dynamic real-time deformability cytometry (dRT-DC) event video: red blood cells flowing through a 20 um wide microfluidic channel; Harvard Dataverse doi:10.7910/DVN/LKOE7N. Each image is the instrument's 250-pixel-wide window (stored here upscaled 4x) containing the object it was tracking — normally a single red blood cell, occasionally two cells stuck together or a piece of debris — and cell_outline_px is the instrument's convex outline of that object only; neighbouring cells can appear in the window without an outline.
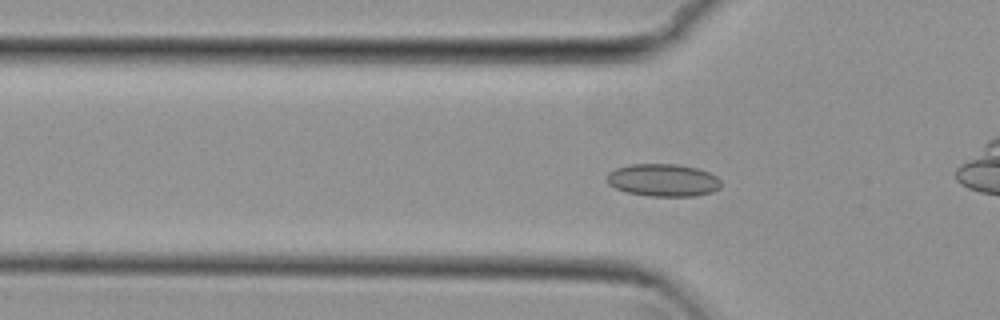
{"species": "common noctule bat (a hibernating species)", "species_latin": "Nyctalus noctula", "temperature_condition": "cold", "stored_images_in_passage": 56, "camera_frame_rate_fps": 3000, "um_per_image_px": 0.085, "animal": {"sex": "female", "body_mass_g": 29.2, "forearm_length_mm": 56.3}, "frame": {"image": 1, "passage_image": 18, "time_ms": 5.667, "image_size_px": [1000, 320], "cell_outline_px": [[720, 188], [712, 192], [696, 196], [648, 196], [628, 192], [616, 188], [608, 184], [608, 172], [616, 168], [632, 164], [676, 164], [696, 168], [708, 172], [716, 176], [720, 180]], "centroid_in_image_um": [56.38, 15.31], "position_along_channel_um": 69.4, "area_um2": 21.56}}
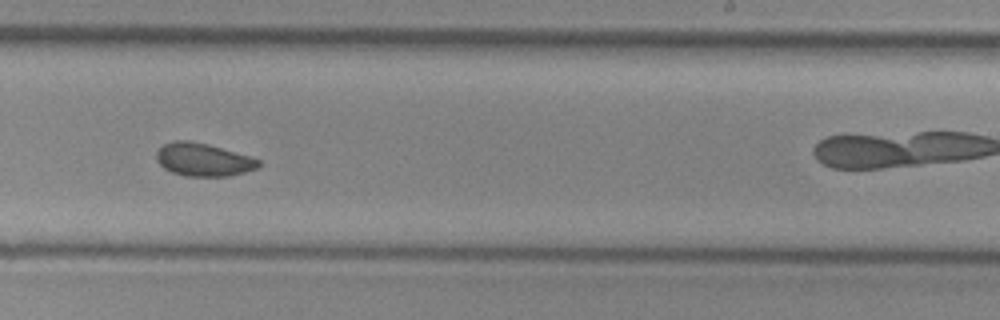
{"frame": {"image": 2, "passage_image": 34, "time_ms": 11.0, "image_size_px": [1000, 320], "cell_outline_px": [[260, 168], [228, 176], [184, 176], [172, 172], [164, 168], [156, 160], [156, 152], [164, 144], [172, 140], [188, 140], [208, 144], [248, 156], [260, 160]], "centroid_in_image_um": [17.26, 13.57], "position_along_channel_um": 271.7, "area_um2": 19.59}}
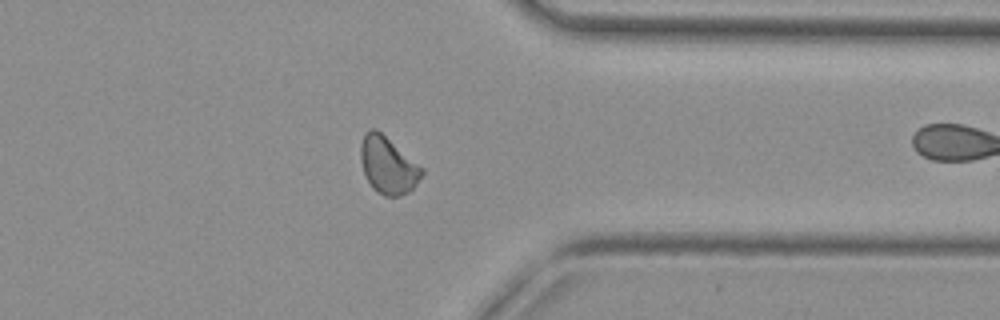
{"frame": {"image": 3, "passage_image": 43, "time_ms": 14.0, "image_size_px": [1000, 320], "cell_outline_px": [[424, 172], [416, 184], [408, 192], [400, 196], [384, 196], [376, 192], [372, 188], [364, 172], [360, 160], [360, 144], [364, 132], [368, 128], [376, 128], [424, 168]], "centroid_in_image_um": [32.96, 14.03], "position_along_channel_um": 378.4, "area_um2": 20.46}, "authors_computed_cell_mechanics": {"area_um2": 20.0566, "velocity_mm_per_s": 3.7945, "shape_relaxation_time_tau1_ms": null, "shape_relaxation_time_tau2_ms": 2.3432, "deformation_change_tau1": null, "deformation_change_tau2": 0.059}}